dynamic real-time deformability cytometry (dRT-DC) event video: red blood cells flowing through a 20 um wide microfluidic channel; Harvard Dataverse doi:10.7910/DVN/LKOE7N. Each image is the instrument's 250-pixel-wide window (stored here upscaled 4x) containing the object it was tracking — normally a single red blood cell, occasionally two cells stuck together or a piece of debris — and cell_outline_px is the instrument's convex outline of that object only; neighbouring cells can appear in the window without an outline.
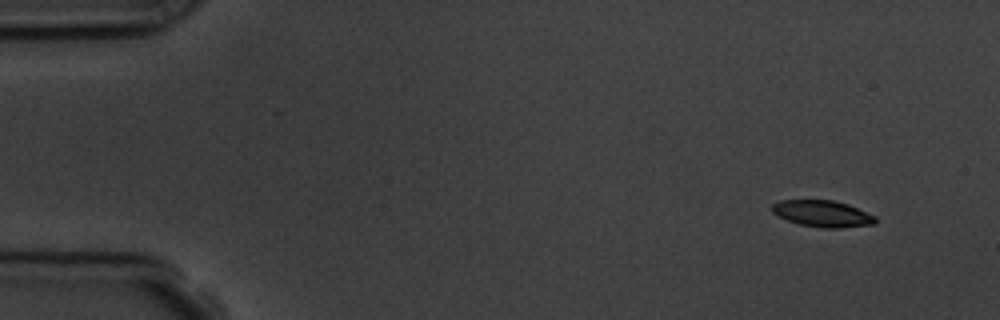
{"species": "common noctule bat (a hibernating species)", "species_latin": "Nyctalus noctula", "temperature_condition": "room temperature", "stored_images_in_passage": 4, "segment_of_instrument_passage": [2, 2], "camera_frame_rate_fps": 3000, "um_per_image_px": 0.085, "animal": {"sex": "male", "body_mass_g": 19.5, "forearm_length_mm": 54.6}, "frame": {"image": 1, "passage_image": 4, "time_ms": 4.333, "image_size_px": [1000, 320], "cell_outline_px": [[876, 224], [840, 228], [824, 228], [800, 224], [788, 220], [772, 212], [772, 204], [780, 200], [832, 200], [848, 204], [876, 216]], "centroid_in_image_um": [69.94, 18.16], "position_along_channel_um": 15.1, "area_um2": 15.9}}